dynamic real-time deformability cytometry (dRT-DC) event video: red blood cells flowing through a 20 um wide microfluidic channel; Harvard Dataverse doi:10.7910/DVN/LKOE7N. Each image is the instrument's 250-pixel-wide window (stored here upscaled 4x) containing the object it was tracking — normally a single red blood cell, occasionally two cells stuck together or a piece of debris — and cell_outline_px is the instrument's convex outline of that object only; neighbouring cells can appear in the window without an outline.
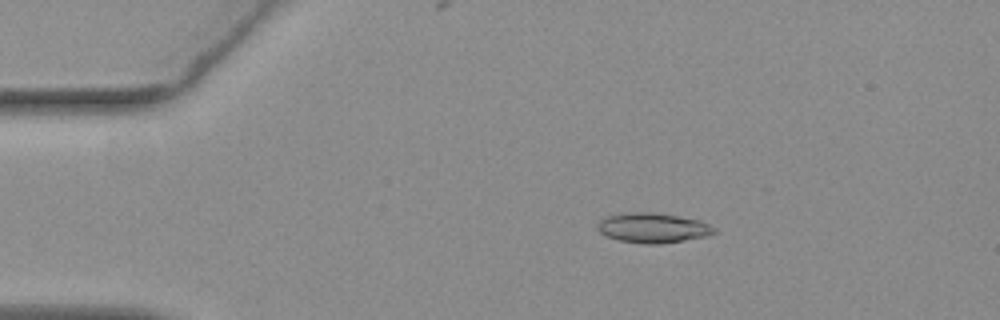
{"species": "common noctule bat (a hibernating species)", "species_latin": "Nyctalus noctula", "temperature_condition": "warm", "stored_images_in_passage": 49, "camera_frame_rate_fps": 3000, "um_per_image_px": 0.085, "animal": {"sex": "female", "body_mass_g": 19.3, "forearm_length_mm": 54.1}, "frame": {"image": 1, "passage_image": 4, "time_ms": 1.0, "image_size_px": [1000, 320], "cell_outline_px": [[716, 232], [708, 236], [660, 244], [644, 244], [616, 240], [600, 232], [596, 228], [596, 224], [600, 220], [608, 216], [628, 212], [652, 212], [700, 220], [716, 228]], "centroid_in_image_um": [55.48, 19.37], "position_along_channel_um": 29.5, "area_um2": 20.35}}
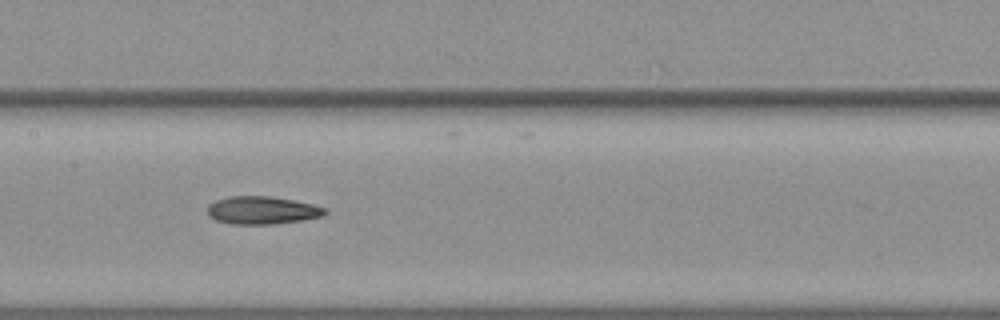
{"frame": {"image": 2, "passage_image": 21, "time_ms": 6.667, "image_size_px": [1000, 320], "cell_outline_px": [[328, 212], [324, 216], [304, 220], [276, 224], [228, 224], [216, 220], [208, 216], [208, 204], [216, 200], [228, 196], [268, 196], [292, 200], [312, 204], [328, 208]], "centroid_in_image_um": [22.3, 17.88], "position_along_channel_um": 185.1, "area_um2": 19.31}}
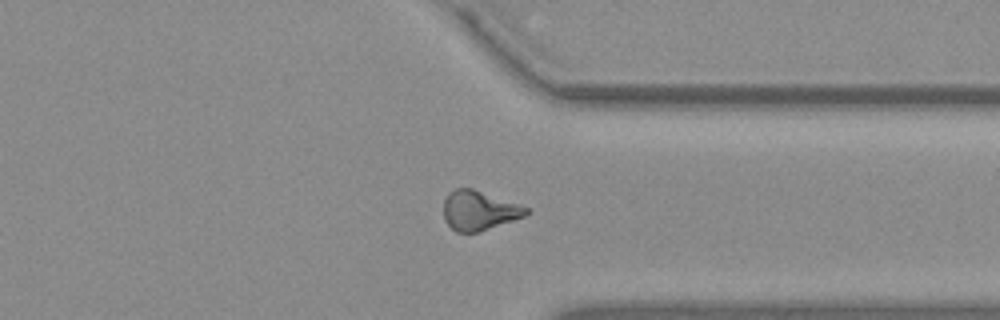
{"frame": {"image": 3, "passage_image": 36, "time_ms": 11.667, "image_size_px": [1000, 320], "cell_outline_px": [[528, 212], [524, 216], [476, 232], [456, 232], [444, 220], [444, 200], [448, 192], [456, 188], [472, 188], [528, 208]], "centroid_in_image_um": [40.65, 17.88], "position_along_channel_um": 370.7, "area_um2": 18.5}, "authors_computed_cell_mechanics": {"area_um2": 19.3052, "velocity_mm_per_s": 3.7451, "shape_relaxation_time_tau1_ms": 7.0537, "shape_relaxation_time_tau2_ms": 3.9834, "deformation_change_tau1": 0.1863, "deformation_change_tau2": 0.1325}}